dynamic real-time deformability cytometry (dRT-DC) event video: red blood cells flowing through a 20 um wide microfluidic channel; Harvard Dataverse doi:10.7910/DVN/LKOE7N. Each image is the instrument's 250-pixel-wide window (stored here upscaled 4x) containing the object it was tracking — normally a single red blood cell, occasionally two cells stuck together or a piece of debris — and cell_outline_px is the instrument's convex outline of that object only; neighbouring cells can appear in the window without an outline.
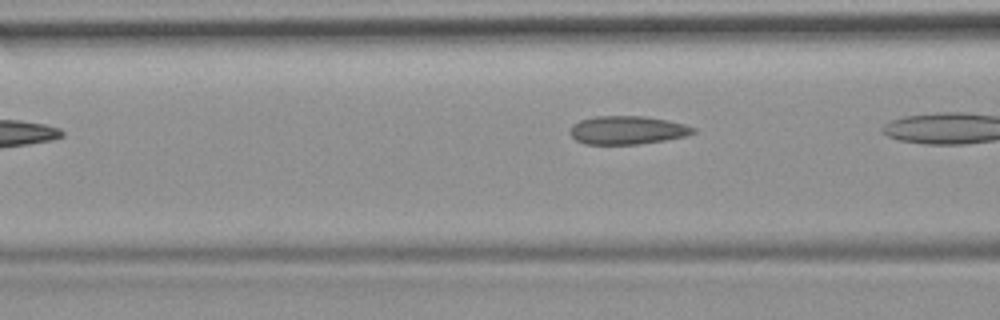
{"species": "common noctule bat (a hibernating species)", "species_latin": "Nyctalus noctula", "temperature_condition": "room temperature", "stored_images_in_passage": 7, "camera_frame_rate_fps": 3000, "um_per_image_px": 0.085, "animal": {"sex": "female", "body_mass_g": 19.9}, "frame": {"image": 1, "passage_image": 6, "time_ms": 1.667, "image_size_px": [1000, 320], "cell_outline_px": [[696, 132], [684, 136], [664, 140], [640, 144], [584, 144], [576, 140], [568, 132], [572, 124], [580, 120], [596, 116], [644, 116], [668, 120], [684, 124], [696, 128]], "centroid_in_image_um": [53.3, 11.06], "position_along_channel_um": 113.3, "area_um2": 20.4}}